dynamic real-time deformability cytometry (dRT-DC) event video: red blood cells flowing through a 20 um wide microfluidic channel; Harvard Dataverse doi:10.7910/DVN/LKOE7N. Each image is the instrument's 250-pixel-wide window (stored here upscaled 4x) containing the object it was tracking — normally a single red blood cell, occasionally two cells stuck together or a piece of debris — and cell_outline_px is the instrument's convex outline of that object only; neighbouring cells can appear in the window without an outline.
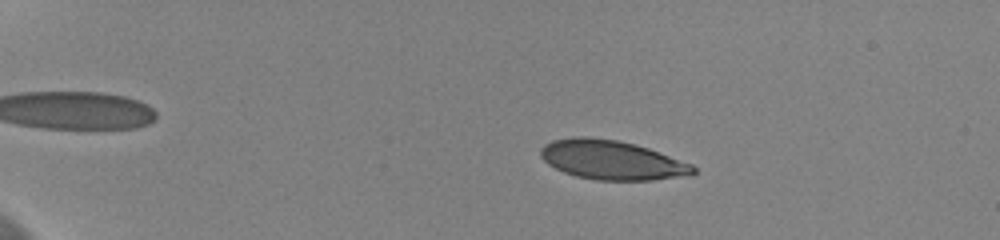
{"species": "human", "species_latin": "Homo sapiens", "temperature_condition": "cold", "stored_images_in_passage": 58, "camera_frame_rate_fps": 3000, "um_per_image_px": 0.085, "donor": {"sex": "female"}, "frame": {"image": 1, "passage_image": 12, "time_ms": 3.667, "image_size_px": [1000, 240], "cell_outline_px": [[696, 172], [688, 176], [652, 180], [596, 180], [576, 176], [564, 172], [548, 164], [540, 156], [540, 148], [544, 144], [552, 140], [580, 136], [584, 136], [616, 140], [648, 148], [692, 164], [696, 168]], "centroid_in_image_um": [52.0, 13.61], "position_along_channel_um": 33.0, "area_um2": 34.8}}
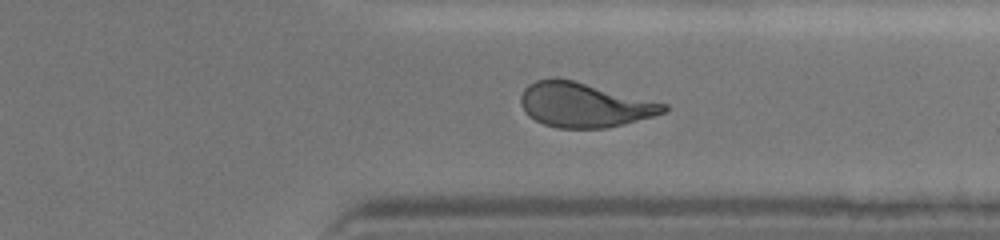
{"frame": {"image": 2, "passage_image": 47, "time_ms": 15.333, "image_size_px": [1000, 240], "cell_outline_px": [[668, 112], [624, 124], [604, 128], [556, 128], [544, 124], [528, 116], [520, 104], [520, 96], [524, 88], [528, 84], [536, 80], [556, 76], [576, 80], [668, 104]], "centroid_in_image_um": [49.65, 8.89], "position_along_channel_um": 361.8, "area_um2": 37.69}}
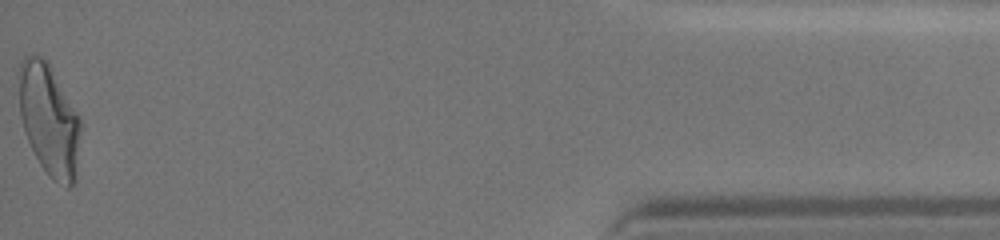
{"frame": {"image": 3, "passage_image": 58, "time_ms": 19.0, "image_size_px": [1000, 240], "cell_outline_px": [[80, 128], [76, 180], [68, 188], [52, 180], [48, 176], [40, 164], [28, 140], [20, 116], [20, 60], [24, 56], [40, 56], [48, 64], [80, 116]], "centroid_in_image_um": [4.19, 10.24], "position_along_channel_um": 431.0, "area_um2": 39.48}, "authors_computed_cell_mechanics": {"area_um2": 36.6741, "velocity_mm_per_s": 3.6338, "shape_relaxation_time_tau1_ms": 6.6833, "shape_relaxation_time_tau2_ms": 1.0624, "deformation_change_tau1": 0.1999, "deformation_change_tau2": 0.0717}}